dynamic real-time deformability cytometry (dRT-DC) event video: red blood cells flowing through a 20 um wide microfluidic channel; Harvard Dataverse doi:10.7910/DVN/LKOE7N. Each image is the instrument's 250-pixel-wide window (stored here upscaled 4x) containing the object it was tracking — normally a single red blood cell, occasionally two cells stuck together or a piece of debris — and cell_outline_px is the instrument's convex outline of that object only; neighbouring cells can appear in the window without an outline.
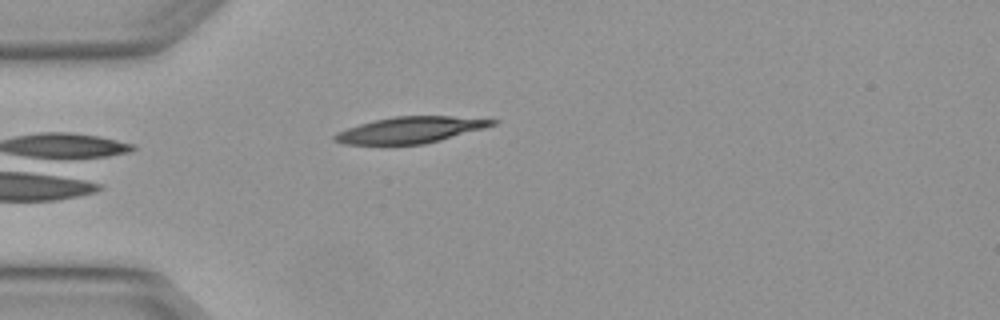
{"species": "Egyptian fruit bat (a non-hibernating species)", "species_latin": "Rousettus aegyptiacus", "temperature_condition": "warm", "stored_images_in_passage": 3, "camera_frame_rate_fps": 3000, "um_per_image_px": 0.085, "animal": {"sex": "female"}, "frame": {"image": 1, "passage_image": 3, "time_ms": 0.667, "image_size_px": [1000, 320], "cell_outline_px": [[500, 120], [496, 124], [484, 128], [440, 140], [424, 144], [344, 144], [332, 140], [332, 136], [336, 132], [360, 124], [376, 120], [396, 116], [452, 116]], "centroid_in_image_um": [34.88, 11.04], "position_along_channel_um": 50.1, "area_um2": 23.93}}